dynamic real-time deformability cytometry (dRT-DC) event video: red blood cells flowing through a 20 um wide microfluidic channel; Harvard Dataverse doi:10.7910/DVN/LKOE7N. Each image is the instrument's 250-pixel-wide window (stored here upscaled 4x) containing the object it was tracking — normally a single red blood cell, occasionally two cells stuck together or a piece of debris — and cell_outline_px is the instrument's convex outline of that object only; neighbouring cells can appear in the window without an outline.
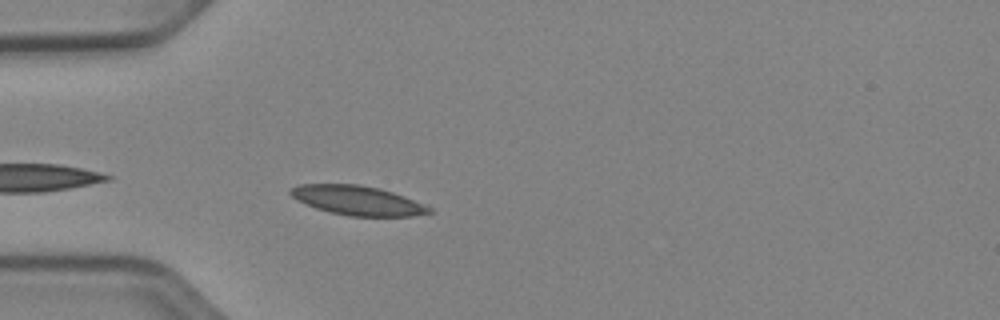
{"species": "Egyptian fruit bat (a non-hibernating species)", "species_latin": "Rousettus aegyptiacus", "temperature_condition": "cold", "stored_images_in_passage": 19, "camera_frame_rate_fps": 3000, "um_per_image_px": 0.085, "animal": {"sex": "female"}, "frame": {"image": 1, "passage_image": 2, "time_ms": 0.333, "image_size_px": [1000, 320], "cell_outline_px": [[432, 212], [412, 216], [348, 216], [328, 212], [316, 208], [296, 200], [288, 192], [288, 188], [300, 184], [360, 184], [380, 188], [404, 196], [424, 204], [432, 208]], "centroid_in_image_um": [30.35, 17.03], "position_along_channel_um": 54.6, "area_um2": 23.87}}
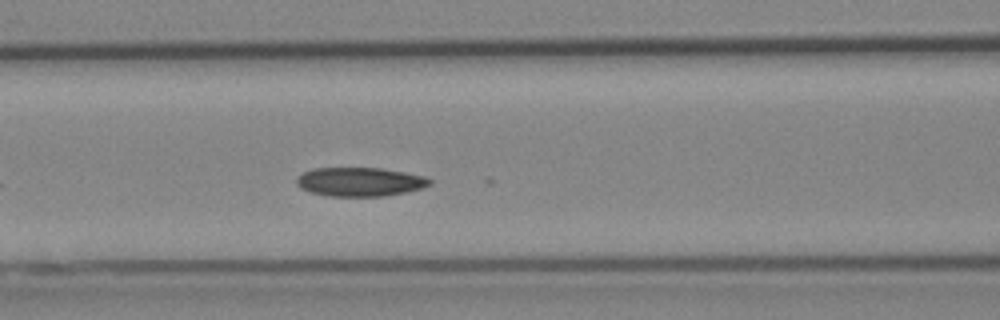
{"frame": {"image": 2, "passage_image": 9, "time_ms": 2.667, "image_size_px": [1000, 320], "cell_outline_px": [[432, 184], [424, 188], [384, 196], [328, 196], [312, 192], [300, 188], [296, 184], [296, 176], [300, 172], [312, 168], [380, 168], [404, 172], [424, 176], [432, 180]], "centroid_in_image_um": [30.56, 15.45], "position_along_channel_um": 136.0, "area_um2": 22.6}}
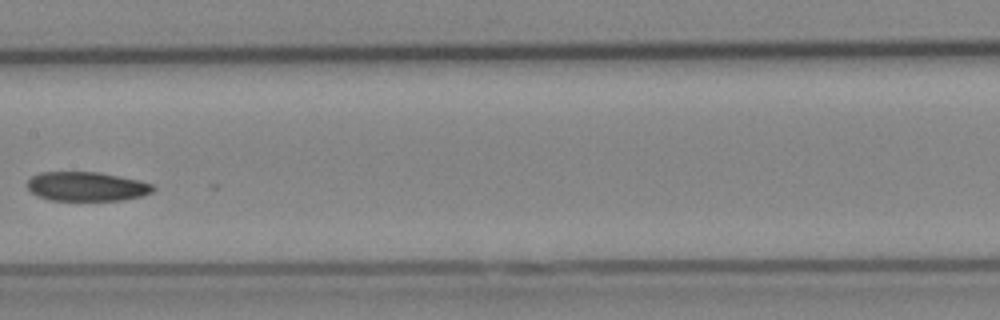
{"frame": {"image": 3, "passage_image": 14, "time_ms": 4.333, "image_size_px": [1000, 320], "cell_outline_px": [[156, 188], [152, 192], [144, 196], [124, 200], [48, 200], [36, 196], [28, 188], [28, 180], [32, 176], [40, 172], [100, 172], [140, 180], [152, 184]], "centroid_in_image_um": [7.39, 15.85], "position_along_channel_um": 200.0, "area_um2": 21.62}}